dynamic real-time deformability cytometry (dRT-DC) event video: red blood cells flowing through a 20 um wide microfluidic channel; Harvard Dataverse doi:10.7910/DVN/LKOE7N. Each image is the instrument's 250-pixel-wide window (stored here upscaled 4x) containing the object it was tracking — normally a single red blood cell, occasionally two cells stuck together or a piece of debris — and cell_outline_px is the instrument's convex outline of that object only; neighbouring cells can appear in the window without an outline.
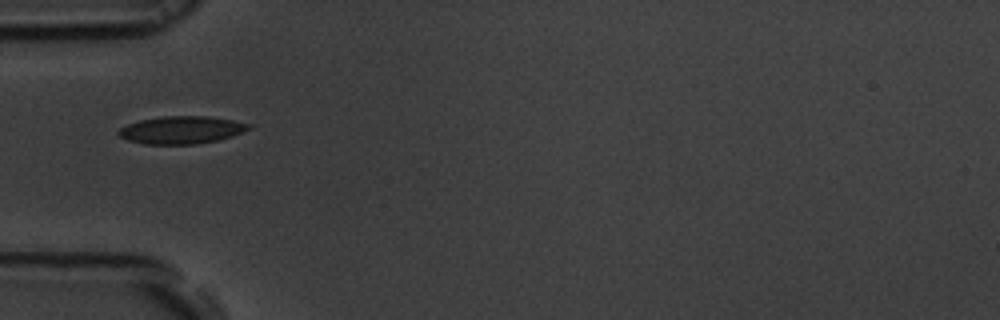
{"species": "common noctule bat (a hibernating species)", "species_latin": "Nyctalus noctula", "temperature_condition": "room temperature", "stored_images_in_passage": 38, "camera_frame_rate_fps": 3000, "um_per_image_px": 0.085, "animal": {"sex": "male", "body_mass_g": 19.5, "forearm_length_mm": 54.6}, "frame": {"image": 1, "passage_image": 1, "time_ms": 0.0, "image_size_px": [1000, 320], "cell_outline_px": [[252, 128], [232, 136], [216, 140], [196, 144], [144, 144], [128, 140], [120, 136], [116, 132], [120, 128], [128, 124], [140, 120], [164, 116], [208, 116], [232, 120], [252, 124]], "centroid_in_image_um": [15.43, 11.04], "position_along_channel_um": 69.6, "area_um2": 20.87}}
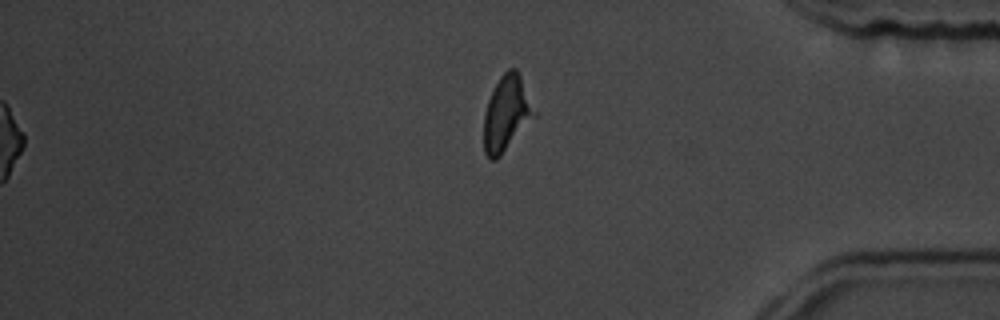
{"frame": {"image": 2, "passage_image": 29, "time_ms": 9.333, "image_size_px": [1000, 320], "cell_outline_px": [[536, 116], [500, 156], [496, 160], [488, 160], [484, 152], [484, 116], [488, 100], [500, 76], [508, 68], [516, 68], [520, 76], [536, 112]], "centroid_in_image_um": [43.04, 9.67], "position_along_channel_um": 392.2, "area_um2": 21.91}}
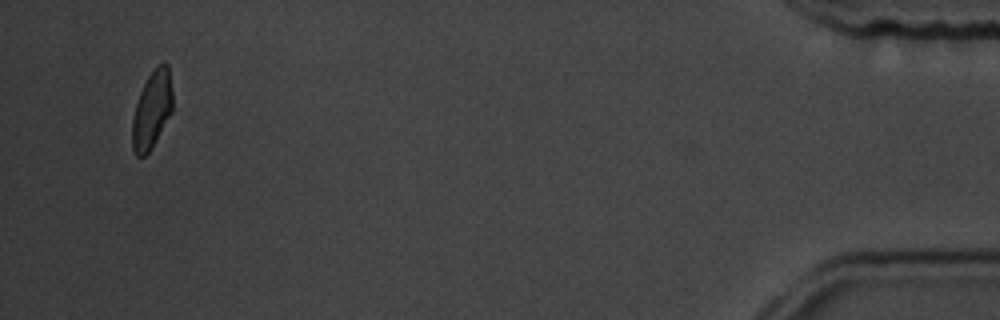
{"frame": {"image": 3, "passage_image": 36, "time_ms": 11.667, "image_size_px": [1000, 320], "cell_outline_px": [[172, 112], [148, 152], [144, 156], [136, 156], [132, 148], [132, 120], [136, 104], [140, 92], [148, 76], [164, 60], [168, 64], [172, 88]], "centroid_in_image_um": [12.92, 9.31], "position_along_channel_um": 422.3, "area_um2": 17.98}}